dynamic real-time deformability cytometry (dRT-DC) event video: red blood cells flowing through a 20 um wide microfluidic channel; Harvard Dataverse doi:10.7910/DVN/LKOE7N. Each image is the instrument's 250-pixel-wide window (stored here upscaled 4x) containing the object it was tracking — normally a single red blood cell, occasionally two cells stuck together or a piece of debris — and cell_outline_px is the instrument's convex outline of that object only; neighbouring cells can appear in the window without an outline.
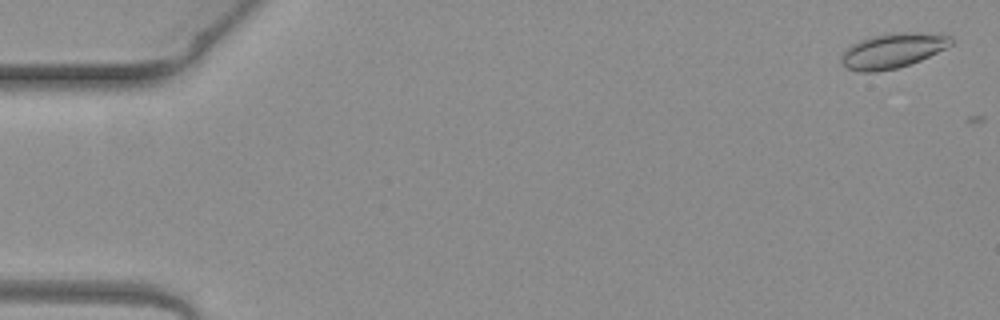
{"species": "common noctule bat (a hibernating species)", "species_latin": "Nyctalus noctula", "temperature_condition": "warm", "stored_images_in_passage": 2, "camera_frame_rate_fps": 3000, "um_per_image_px": 0.085, "animal": {"sex": "female", "body_mass_g": 19.3, "forearm_length_mm": 54.1}, "frame": {"image": 1, "passage_image": 1, "time_ms": 0.0, "image_size_px": [1000, 320], "cell_outline_px": [[952, 44], [948, 48], [920, 60], [896, 68], [876, 72], [860, 72], [844, 68], [840, 64], [844, 52], [852, 44], [860, 40], [872, 36], [888, 32], [916, 32], [952, 36]], "centroid_in_image_um": [75.87, 4.3], "position_along_channel_um": 9.1, "area_um2": 22.37}}